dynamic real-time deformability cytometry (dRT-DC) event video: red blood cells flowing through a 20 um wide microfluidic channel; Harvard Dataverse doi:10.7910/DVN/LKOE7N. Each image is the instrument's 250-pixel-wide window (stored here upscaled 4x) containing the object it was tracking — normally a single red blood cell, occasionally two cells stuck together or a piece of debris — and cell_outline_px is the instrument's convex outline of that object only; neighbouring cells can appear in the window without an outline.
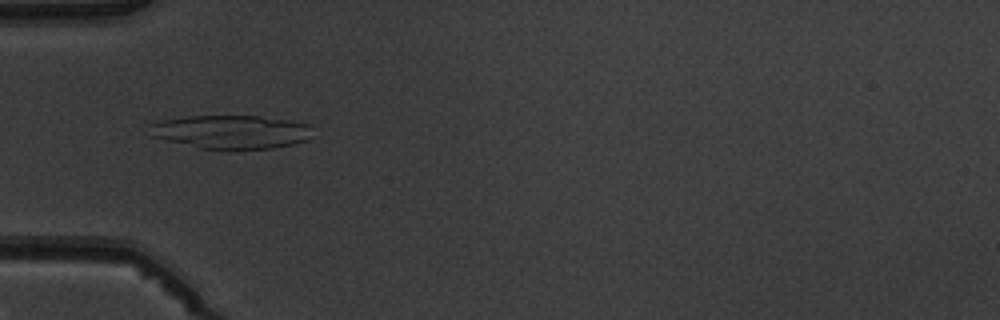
{"species": "common noctule bat (a hibernating species)", "species_latin": "Nyctalus noctula", "temperature_condition": "warm", "stored_images_in_passage": 7, "camera_frame_rate_fps": 3000, "um_per_image_px": 0.085, "animal": {"sex": "male", "body_mass_g": 19.5, "forearm_length_mm": 54.6}, "frame": {"image": 1, "passage_image": 4, "time_ms": 4.333, "image_size_px": [1000, 320], "cell_outline_px": [[316, 136], [308, 140], [292, 144], [272, 148], [236, 152], [228, 152], [200, 148], [152, 136], [148, 124], [164, 120], [188, 116], [260, 116], [312, 124]], "centroid_in_image_um": [19.76, 11.25], "position_along_channel_um": 65.2, "area_um2": 32.89}}
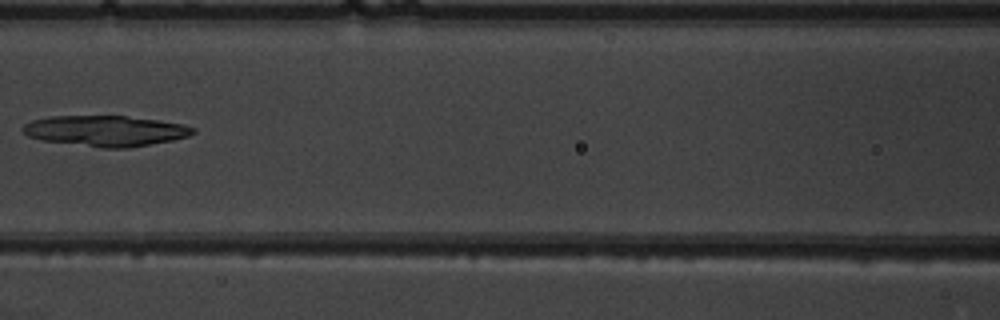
{"frame": {"image": 2, "passage_image": 6, "time_ms": 6.667, "image_size_px": [1000, 320], "cell_outline_px": [[196, 132], [188, 136], [172, 140], [128, 148], [104, 148], [40, 140], [28, 136], [20, 128], [24, 124], [32, 120], [48, 116], [124, 116], [156, 120], [184, 124], [196, 128]], "centroid_in_image_um": [8.95, 11.12], "position_along_channel_um": 157.7, "area_um2": 30.4}}
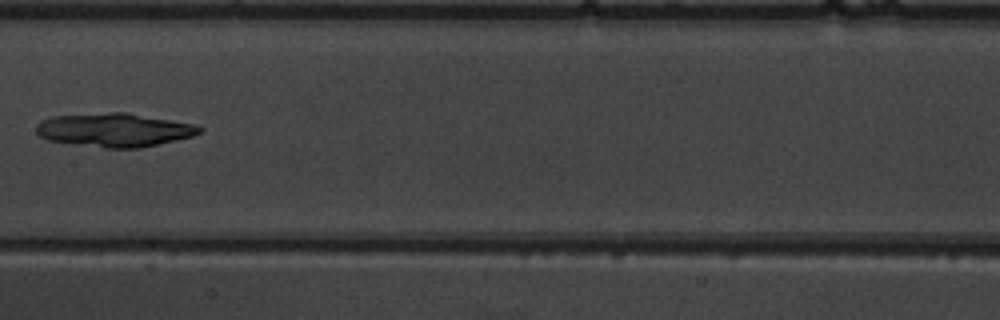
{"frame": {"image": 3, "passage_image": 7, "time_ms": 7.667, "image_size_px": [1000, 320], "cell_outline_px": [[204, 128], [200, 132], [192, 136], [140, 148], [108, 148], [48, 140], [40, 136], [36, 132], [36, 124], [40, 120], [52, 116], [112, 112], [124, 112], [196, 124]], "centroid_in_image_um": [9.71, 11.04], "position_along_channel_um": 197.7, "area_um2": 31.79}}